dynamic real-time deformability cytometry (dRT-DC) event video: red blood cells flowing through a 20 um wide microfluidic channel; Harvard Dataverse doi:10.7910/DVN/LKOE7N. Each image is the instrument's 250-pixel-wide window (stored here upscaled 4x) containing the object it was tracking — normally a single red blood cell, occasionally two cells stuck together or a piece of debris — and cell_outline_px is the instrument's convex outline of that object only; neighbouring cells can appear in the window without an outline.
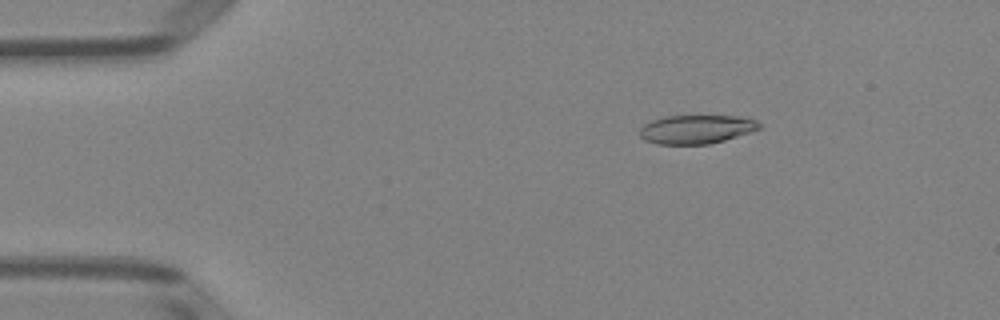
{"species": "Egyptian fruit bat (a non-hibernating species)", "species_latin": "Rousettus aegyptiacus", "temperature_condition": "room temperature", "stored_images_in_passage": 44, "camera_frame_rate_fps": 3000, "um_per_image_px": 0.085, "animal": {"sex": "female"}, "frame": {"image": 1, "passage_image": 8, "time_ms": 2.333, "image_size_px": [1000, 320], "cell_outline_px": [[764, 128], [752, 132], [724, 140], [708, 144], [656, 144], [644, 140], [640, 136], [640, 128], [644, 124], [652, 120], [664, 116], [740, 116], [756, 120]], "centroid_in_image_um": [59.21, 10.99], "position_along_channel_um": 25.8, "area_um2": 20.17}}
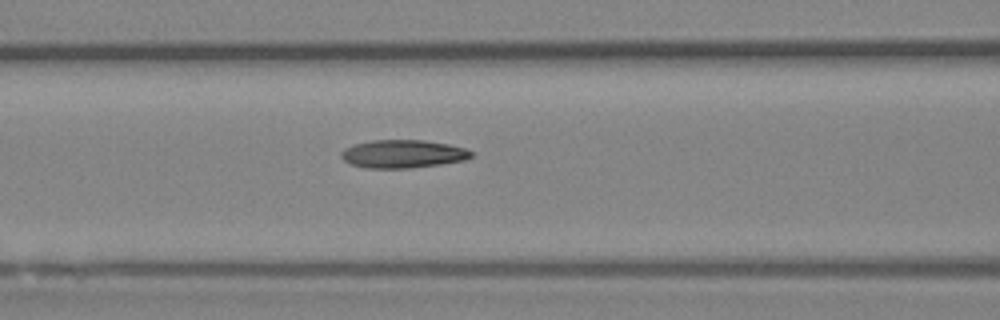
{"frame": {"image": 2, "passage_image": 21, "time_ms": 6.667, "image_size_px": [1000, 320], "cell_outline_px": [[476, 152], [472, 156], [464, 160], [440, 164], [412, 168], [368, 168], [352, 164], [344, 160], [340, 156], [340, 152], [344, 148], [352, 144], [372, 140], [424, 140], [448, 144], [464, 148]], "centroid_in_image_um": [34.24, 13.07], "position_along_channel_um": 132.4, "area_um2": 21.39}}
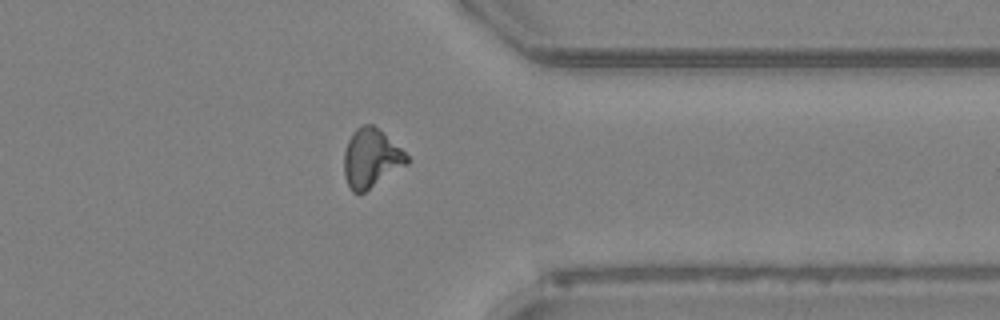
{"frame": {"image": 3, "passage_image": 40, "time_ms": 13.0, "image_size_px": [1000, 320], "cell_outline_px": [[408, 164], [364, 192], [352, 192], [344, 176], [344, 152], [348, 140], [352, 132], [356, 128], [364, 124], [372, 124], [400, 148], [408, 156]], "centroid_in_image_um": [31.52, 13.45], "position_along_channel_um": 379.9, "area_um2": 21.21}, "authors_computed_cell_mechanics": {"area_um2": 21.1548, "velocity_mm_per_s": 4.0138, "shape_relaxation_time_tau1_ms": 6.3814, "shape_relaxation_time_tau2_ms": 3.2725, "deformation_change_tau1": 0.2054, "deformation_change_tau2": 0.1251}}